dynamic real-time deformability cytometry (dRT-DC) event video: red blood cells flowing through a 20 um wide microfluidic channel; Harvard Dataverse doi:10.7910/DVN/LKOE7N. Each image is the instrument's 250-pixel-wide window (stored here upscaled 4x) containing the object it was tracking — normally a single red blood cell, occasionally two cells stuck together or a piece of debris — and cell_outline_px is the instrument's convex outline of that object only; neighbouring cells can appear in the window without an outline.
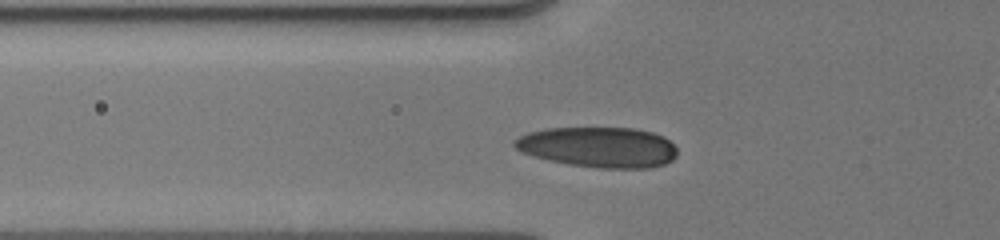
{"species": "human", "species_latin": "Homo sapiens", "temperature_condition": "cold", "stored_images_in_passage": 19, "camera_frame_rate_fps": 3000, "um_per_image_px": 0.085, "donor": {"sex": "male"}, "frame": {"image": 1, "passage_image": 6, "time_ms": 3.667, "image_size_px": [1000, 240], "cell_outline_px": [[676, 156], [672, 160], [664, 164], [648, 168], [600, 168], [572, 164], [548, 160], [532, 156], [516, 148], [512, 144], [520, 136], [528, 132], [548, 128], [636, 128], [652, 132], [664, 136], [676, 148]], "centroid_in_image_um": [50.89, 12.5], "position_along_channel_um": 74.9, "area_um2": 38.15}}
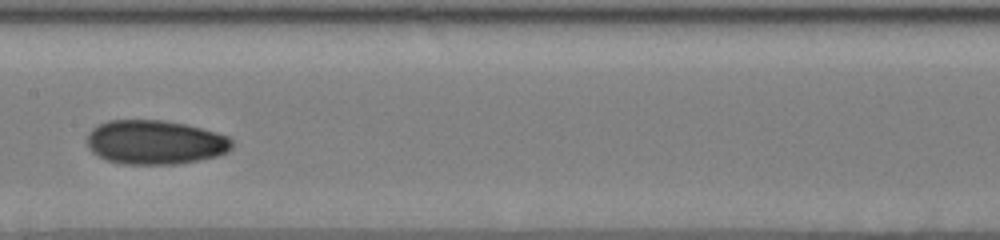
{"frame": {"image": 2, "passage_image": 12, "time_ms": 6.667, "image_size_px": [1000, 240], "cell_outline_px": [[232, 148], [228, 152], [216, 156], [200, 160], [176, 164], [124, 164], [108, 160], [92, 152], [88, 148], [88, 132], [92, 128], [108, 120], [164, 120], [184, 124], [216, 132], [228, 136], [232, 140]], "centroid_in_image_um": [13.19, 12.09], "position_along_channel_um": 194.2, "area_um2": 37.28}}
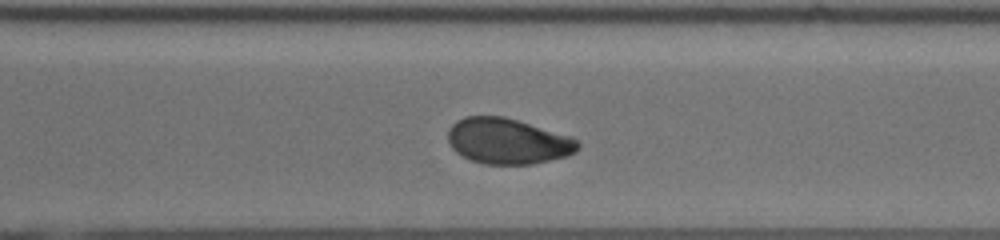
{"frame": {"image": 3, "passage_image": 19, "time_ms": 10.0, "image_size_px": [1000, 240], "cell_outline_px": [[580, 148], [576, 152], [568, 156], [532, 164], [484, 164], [460, 156], [448, 144], [448, 128], [456, 120], [464, 116], [504, 116], [520, 120], [572, 136], [580, 144]], "centroid_in_image_um": [43.16, 11.99], "position_along_channel_um": 327.4, "area_um2": 35.14}}